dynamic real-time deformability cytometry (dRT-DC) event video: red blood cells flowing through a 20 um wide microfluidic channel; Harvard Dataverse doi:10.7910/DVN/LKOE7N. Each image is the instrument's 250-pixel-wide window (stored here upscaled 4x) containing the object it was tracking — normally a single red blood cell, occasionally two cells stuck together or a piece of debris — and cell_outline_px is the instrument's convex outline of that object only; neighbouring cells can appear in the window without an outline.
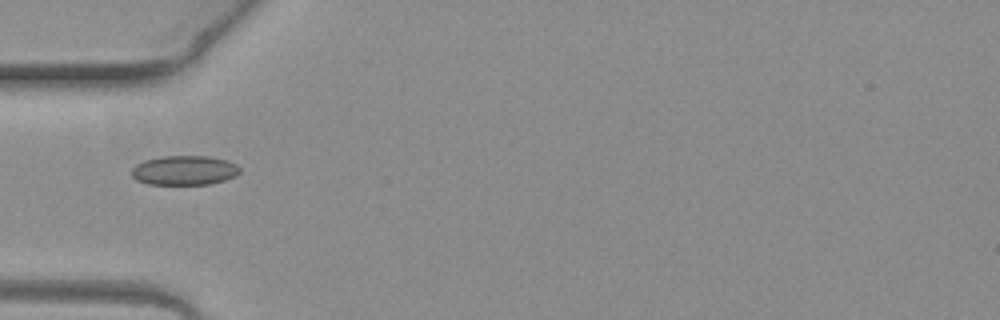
{"species": "common noctule bat (a hibernating species)", "species_latin": "Nyctalus noctula", "temperature_condition": "warm", "stored_images_in_passage": 1, "camera_frame_rate_fps": 3000, "um_per_image_px": 0.085, "animal": {"sex": "female", "body_mass_g": 19.3, "forearm_length_mm": 54.1}, "frame": {"image": 1, "passage_image": 1, "time_ms": 0.0, "image_size_px": [1000, 320], "cell_outline_px": [[240, 172], [236, 176], [224, 180], [208, 184], [148, 184], [136, 180], [132, 176], [132, 168], [136, 164], [144, 160], [164, 156], [208, 156], [228, 160], [236, 164], [240, 168]], "centroid_in_image_um": [15.68, 14.47], "position_along_channel_um": 69.3, "area_um2": 18.61}}